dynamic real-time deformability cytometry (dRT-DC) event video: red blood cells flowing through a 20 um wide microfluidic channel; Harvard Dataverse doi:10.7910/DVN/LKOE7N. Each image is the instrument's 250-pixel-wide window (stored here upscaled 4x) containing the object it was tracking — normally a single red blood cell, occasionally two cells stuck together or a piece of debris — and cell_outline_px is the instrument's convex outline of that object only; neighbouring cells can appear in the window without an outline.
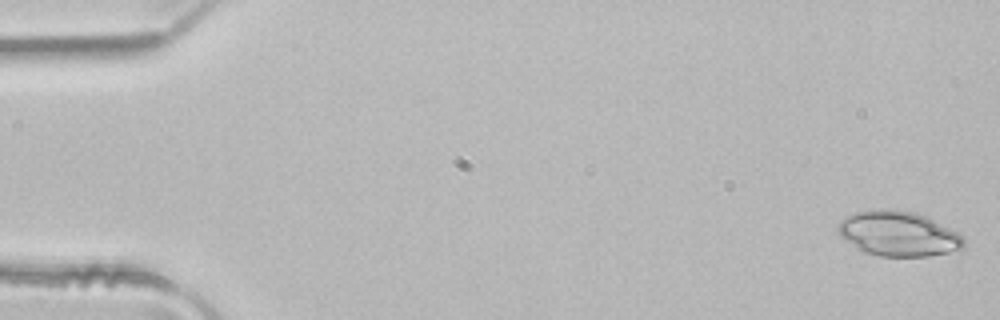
{"species": "common noctule bat (a hibernating species)", "species_latin": "Nyctalus noctula", "temperature_condition": "room temperature", "stored_images_in_passage": 3, "camera_frame_rate_fps": 3000, "um_per_image_px": 0.085, "animal": {"sex": "male", "body_mass_g": 21.5, "forearm_length_mm": 52.0}, "frame": {"image": 1, "passage_image": 1, "time_ms": 0.0, "image_size_px": [1000, 320], "cell_outline_px": [[964, 248], [960, 252], [928, 256], [880, 256], [864, 252], [856, 248], [840, 236], [836, 232], [836, 224], [840, 220], [856, 212], [916, 212], [928, 216], [964, 236]], "centroid_in_image_um": [76.42, 19.92], "position_along_channel_um": 8.6, "area_um2": 32.66}}